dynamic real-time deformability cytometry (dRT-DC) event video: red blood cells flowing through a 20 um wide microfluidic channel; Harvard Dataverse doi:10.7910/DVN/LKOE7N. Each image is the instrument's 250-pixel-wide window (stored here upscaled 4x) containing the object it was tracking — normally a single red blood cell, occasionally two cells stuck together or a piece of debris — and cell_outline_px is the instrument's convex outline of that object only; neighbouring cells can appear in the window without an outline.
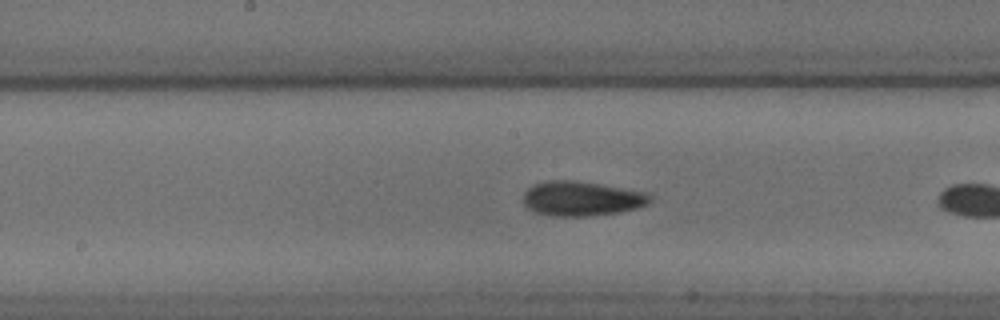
{"species": "common noctule bat (a hibernating species)", "species_latin": "Nyctalus noctula", "temperature_condition": "cold", "stored_images_in_passage": 27, "camera_frame_rate_fps": 3000, "um_per_image_px": 0.085, "animal": {"sex": "male", "body_mass_g": 18.8}, "frame": {"image": 1, "passage_image": 12, "time_ms": 3.667, "image_size_px": [1000, 320], "cell_outline_px": [[652, 200], [648, 204], [636, 208], [620, 212], [592, 216], [552, 216], [536, 212], [524, 208], [524, 192], [532, 184], [548, 180], [572, 180], [648, 192], [652, 196]], "centroid_in_image_um": [49.43, 16.88], "position_along_channel_um": 198.8, "area_um2": 25.78}}
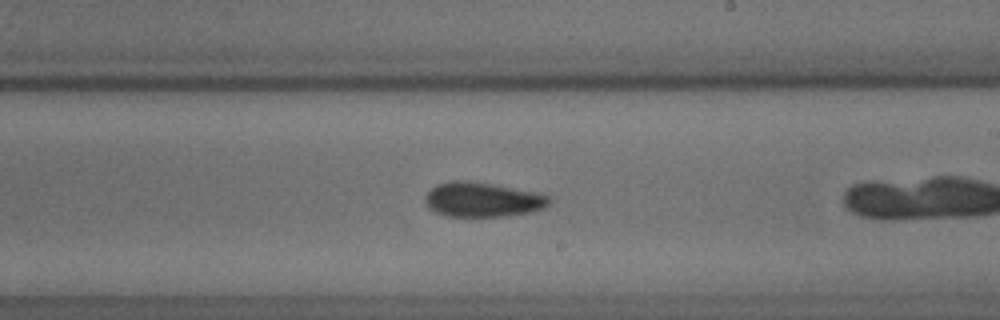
{"frame": {"image": 2, "passage_image": 16, "time_ms": 5.0, "image_size_px": [1000, 320], "cell_outline_px": [[548, 204], [544, 208], [532, 212], [504, 216], [444, 216], [428, 208], [424, 204], [424, 196], [436, 184], [452, 180], [468, 180], [544, 192], [548, 196]], "centroid_in_image_um": [41.01, 16.95], "position_along_channel_um": 248.0, "area_um2": 25.49}}